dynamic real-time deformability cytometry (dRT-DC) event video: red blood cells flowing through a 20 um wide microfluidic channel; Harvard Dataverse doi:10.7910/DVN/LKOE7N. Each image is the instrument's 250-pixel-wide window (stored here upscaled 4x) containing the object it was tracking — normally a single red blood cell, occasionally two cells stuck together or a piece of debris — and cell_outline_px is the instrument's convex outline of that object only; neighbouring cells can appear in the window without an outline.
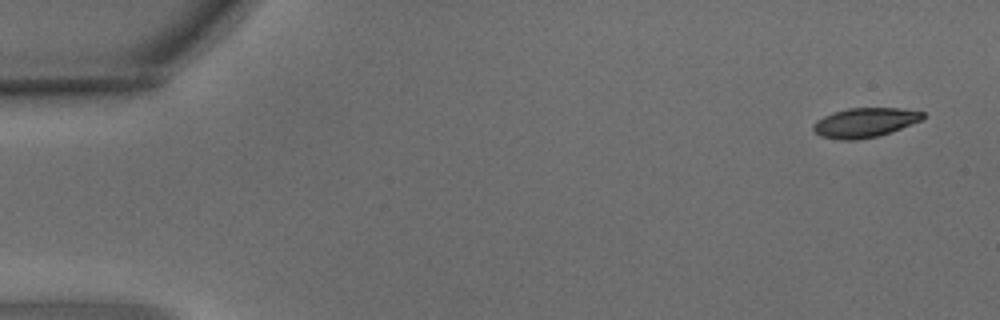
{"species": "common noctule bat (a hibernating species)", "species_latin": "Nyctalus noctula", "temperature_condition": "warm", "stored_images_in_passage": 4, "camera_frame_rate_fps": 3000, "um_per_image_px": 0.085, "animal": {"sex": "male", "body_mass_g": 15.6}, "frame": {"image": 1, "passage_image": 1, "time_ms": 0.0, "image_size_px": [1000, 320], "cell_outline_px": [[928, 116], [924, 120], [876, 136], [856, 140], [840, 140], [820, 136], [812, 128], [812, 124], [816, 120], [824, 116], [848, 108], [900, 108], [924, 112]], "centroid_in_image_um": [73.53, 10.41], "position_along_channel_um": 11.5, "area_um2": 18.79}}
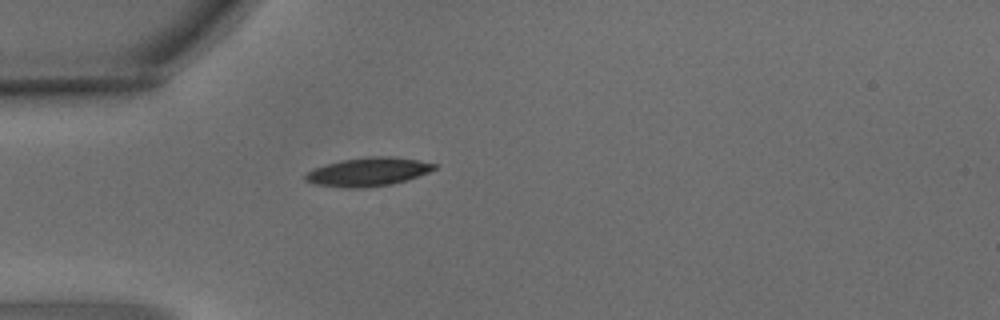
{"frame": {"image": 2, "passage_image": 4, "time_ms": 1.0, "image_size_px": [1000, 320], "cell_outline_px": [[440, 164], [436, 168], [428, 172], [408, 180], [392, 184], [360, 188], [344, 188], [316, 184], [304, 180], [304, 176], [312, 168], [340, 160], [364, 156], [392, 156], [420, 160]], "centroid_in_image_um": [31.31, 14.59], "position_along_channel_um": 53.7, "area_um2": 21.79}}